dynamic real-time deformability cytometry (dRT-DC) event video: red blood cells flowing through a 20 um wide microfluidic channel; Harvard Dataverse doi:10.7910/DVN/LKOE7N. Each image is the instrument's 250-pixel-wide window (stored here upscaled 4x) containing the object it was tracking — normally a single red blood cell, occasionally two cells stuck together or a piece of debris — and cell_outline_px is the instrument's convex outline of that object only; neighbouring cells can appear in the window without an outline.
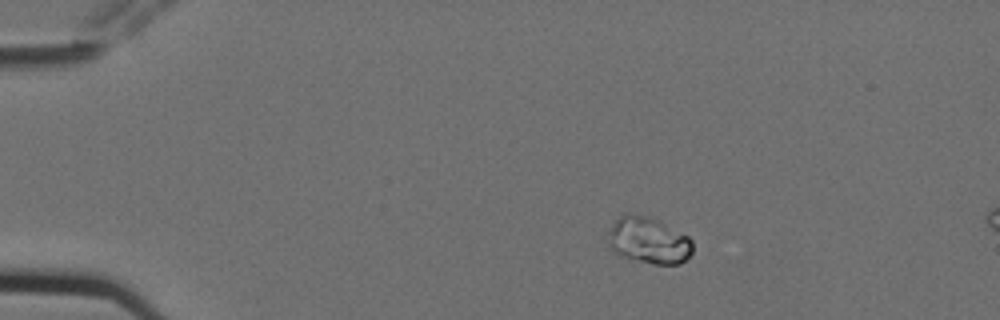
{"species": "Egyptian fruit bat (a non-hibernating species)", "species_latin": "Rousettus aegyptiacus", "temperature_condition": "cold", "stored_images_in_passage": 4, "camera_frame_rate_fps": 3000, "um_per_image_px": 0.085, "animal": {"sex": "female"}, "frame": {"image": 1, "passage_image": 2, "time_ms": 0.333, "image_size_px": [1000, 320], "cell_outline_px": [[692, 252], [680, 264], [652, 264], [632, 260], [612, 252], [608, 248], [608, 232], [612, 224], [624, 212], [628, 212], [648, 216], [688, 236], [692, 240]], "centroid_in_image_um": [55.07, 20.44], "position_along_channel_um": 29.9, "area_um2": 23.12}}